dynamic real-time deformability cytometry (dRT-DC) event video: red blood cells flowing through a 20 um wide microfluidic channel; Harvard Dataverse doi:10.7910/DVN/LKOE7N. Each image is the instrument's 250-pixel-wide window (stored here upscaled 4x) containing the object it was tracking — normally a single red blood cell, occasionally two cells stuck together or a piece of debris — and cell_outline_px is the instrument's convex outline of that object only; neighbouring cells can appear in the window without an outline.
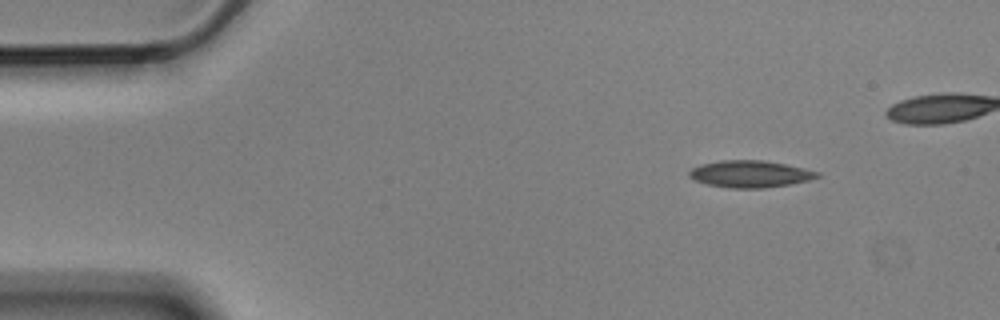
{"species": "Egyptian fruit bat (a non-hibernating species)", "species_latin": "Rousettus aegyptiacus", "temperature_condition": "cold", "stored_images_in_passage": 4, "camera_frame_rate_fps": 3000, "um_per_image_px": 0.085, "animal": {"sex": "male"}, "frame": {"image": 1, "passage_image": 1, "time_ms": 0.0, "image_size_px": [1000, 320], "cell_outline_px": [[820, 176], [808, 180], [788, 184], [764, 188], [728, 188], [708, 184], [696, 180], [688, 176], [688, 172], [692, 168], [700, 164], [720, 160], [764, 160], [784, 164], [820, 172]], "centroid_in_image_um": [63.72, 14.78], "position_along_channel_um": 21.3, "area_um2": 19.94}}